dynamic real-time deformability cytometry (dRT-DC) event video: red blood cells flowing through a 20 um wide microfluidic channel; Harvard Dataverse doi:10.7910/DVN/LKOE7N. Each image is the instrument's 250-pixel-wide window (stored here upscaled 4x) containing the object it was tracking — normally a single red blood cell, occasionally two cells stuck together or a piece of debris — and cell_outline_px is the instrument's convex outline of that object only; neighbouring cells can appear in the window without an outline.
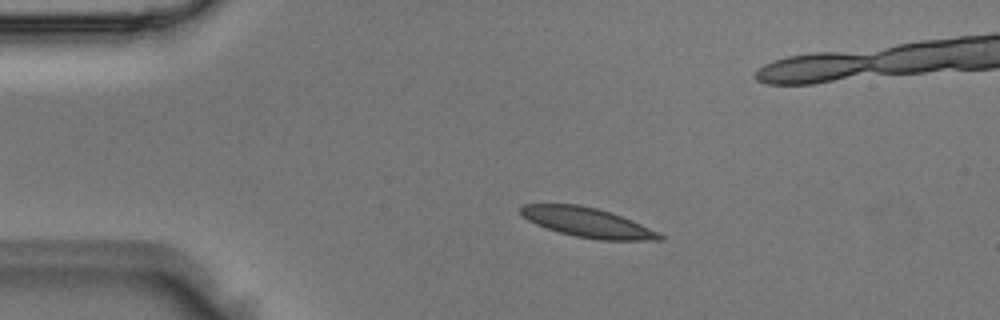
{"species": "Egyptian fruit bat (a non-hibernating species)", "species_latin": "Rousettus aegyptiacus", "temperature_condition": "room temperature", "stored_images_in_passage": 5, "segment_of_instrument_passage": [1, 2], "camera_frame_rate_fps": 3000, "um_per_image_px": 0.085, "animal": {"sex": "male"}, "frame": {"image": 1, "passage_image": 2, "time_ms": 0.333, "image_size_px": [1000, 320], "cell_outline_px": [[664, 240], [600, 240], [576, 236], [560, 232], [536, 224], [528, 220], [520, 212], [520, 204], [580, 204], [612, 212], [632, 220], [660, 232], [664, 236]], "centroid_in_image_um": [49.97, 18.9], "position_along_channel_um": 35.0, "area_um2": 23.93}}
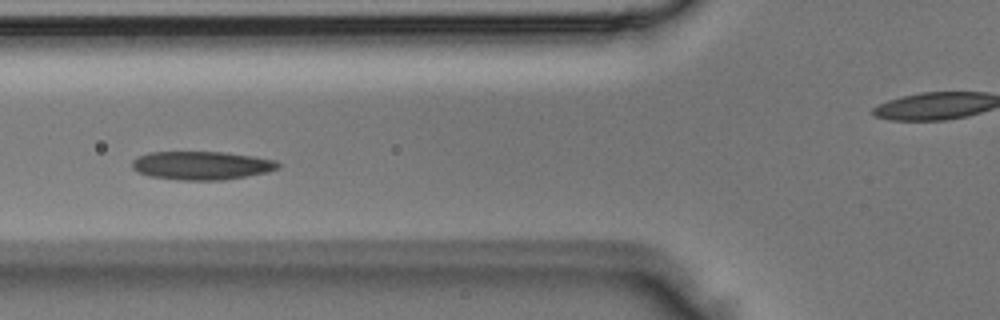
{"frame": {"image": 2, "passage_image": 4, "time_ms": 1.0, "image_size_px": [1000, 320], "cell_outline_px": [[280, 168], [268, 172], [224, 180], [180, 180], [148, 176], [136, 172], [132, 168], [132, 160], [136, 156], [148, 152], [224, 152], [252, 156], [276, 160], [280, 164]], "centroid_in_image_um": [17.1, 14.06], "position_along_channel_um": 108.7, "area_um2": 24.45}}